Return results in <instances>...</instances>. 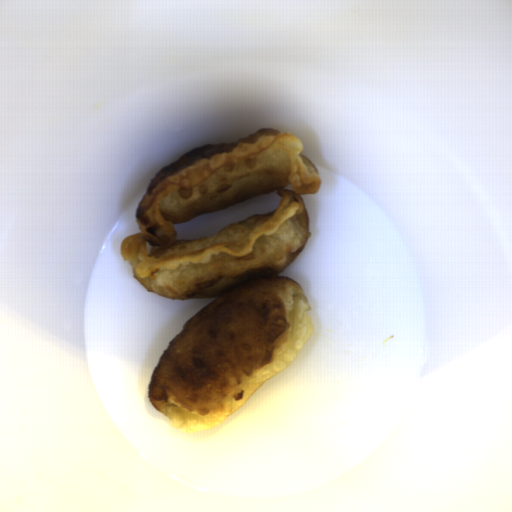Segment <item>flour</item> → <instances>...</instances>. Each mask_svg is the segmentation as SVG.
Wrapping results in <instances>:
<instances>
[{
  "mask_svg": "<svg viewBox=\"0 0 512 512\" xmlns=\"http://www.w3.org/2000/svg\"><path fill=\"white\" fill-rule=\"evenodd\" d=\"M302 139L274 128L206 144L150 180L135 209L140 230L120 252L149 292L213 300L167 345L150 378L154 408L177 430L223 423L294 362L314 327L300 283L279 275L311 238L302 194L322 179ZM276 190L278 209L208 237L176 240L173 224Z\"/></svg>",
  "mask_w": 512,
  "mask_h": 512,
  "instance_id": "1",
  "label": "flour"
}]
</instances>
